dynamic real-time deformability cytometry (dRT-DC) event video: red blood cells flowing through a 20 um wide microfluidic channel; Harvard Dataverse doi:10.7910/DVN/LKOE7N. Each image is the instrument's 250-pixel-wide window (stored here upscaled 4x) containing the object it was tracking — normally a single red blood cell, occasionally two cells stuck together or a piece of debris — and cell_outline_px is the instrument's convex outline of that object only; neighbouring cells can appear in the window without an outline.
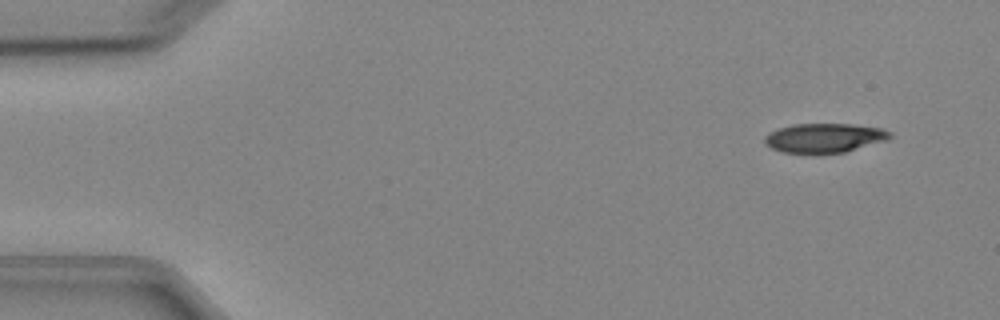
{"species": "Egyptian fruit bat (a non-hibernating species)", "species_latin": "Rousettus aegyptiacus", "temperature_condition": "cold", "stored_images_in_passage": 5, "camera_frame_rate_fps": 3000, "um_per_image_px": 0.085, "animal": {"sex": "female"}, "frame": {"image": 1, "passage_image": 1, "time_ms": 0.0, "image_size_px": [1000, 320], "cell_outline_px": [[892, 136], [888, 140], [844, 152], [820, 156], [780, 152], [764, 144], [764, 136], [780, 128], [792, 124], [852, 124], [880, 128], [892, 132]], "centroid_in_image_um": [70.06, 11.76], "position_along_channel_um": 14.9, "area_um2": 22.02}}